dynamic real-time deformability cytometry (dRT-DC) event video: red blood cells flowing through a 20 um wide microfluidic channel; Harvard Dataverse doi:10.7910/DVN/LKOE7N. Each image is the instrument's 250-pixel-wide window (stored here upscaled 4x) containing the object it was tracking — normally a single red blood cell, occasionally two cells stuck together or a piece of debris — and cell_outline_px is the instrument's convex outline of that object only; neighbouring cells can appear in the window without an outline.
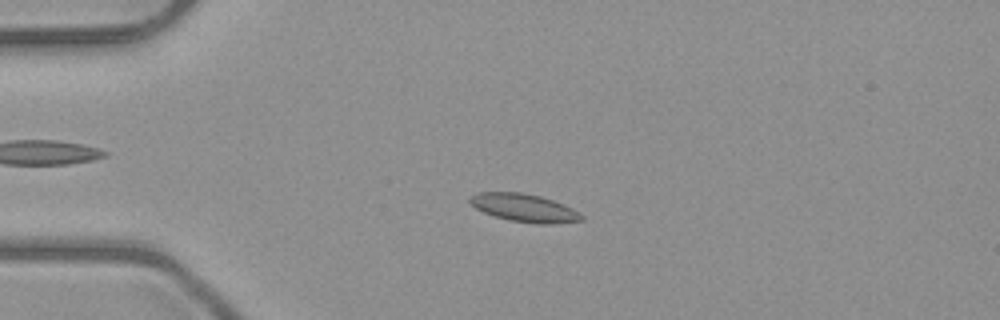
{"species": "common noctule bat (a hibernating species)", "species_latin": "Nyctalus noctula", "temperature_condition": "room temperature", "stored_images_in_passage": 52, "camera_frame_rate_fps": 3000, "um_per_image_px": 0.085, "animal": {"sex": "male", "body_mass_g": 23.1, "forearm_length_mm": 52.7}, "frame": {"image": 1, "passage_image": 13, "time_ms": 4.0, "image_size_px": [1000, 320], "cell_outline_px": [[584, 220], [552, 224], [536, 224], [508, 220], [484, 212], [476, 208], [468, 200], [476, 192], [520, 192], [540, 196], [564, 204], [572, 208], [584, 216]], "centroid_in_image_um": [44.58, 17.67], "position_along_channel_um": 40.4, "area_um2": 18.15}}
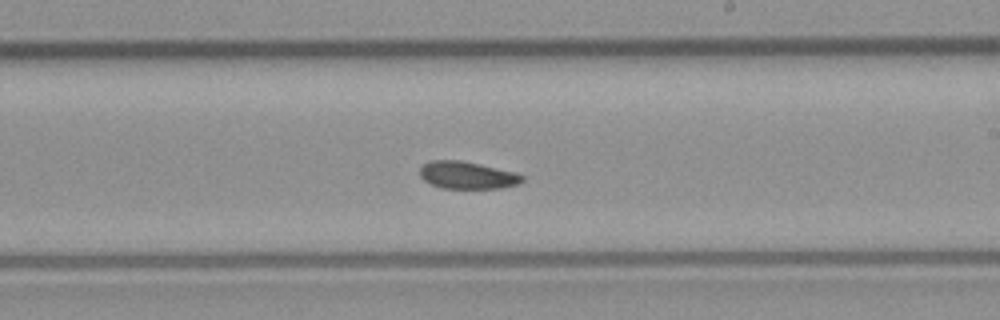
{"frame": {"image": 2, "passage_image": 31, "time_ms": 10.0, "image_size_px": [1000, 320], "cell_outline_px": [[524, 180], [516, 184], [500, 188], [440, 188], [424, 180], [420, 176], [420, 168], [424, 164], [432, 160], [460, 160], [480, 164], [516, 172], [524, 176]], "centroid_in_image_um": [39.72, 14.89], "position_along_channel_um": 249.3, "area_um2": 16.24}}
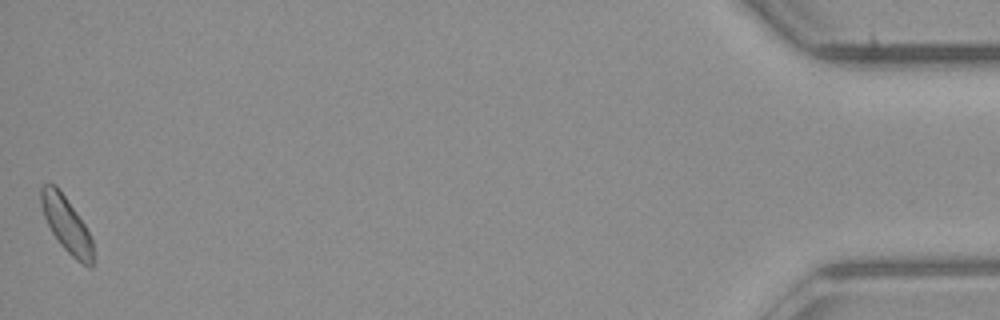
{"frame": {"image": 3, "passage_image": 52, "time_ms": 17.0, "image_size_px": [1000, 320], "cell_outline_px": [[92, 268], [88, 268], [76, 260], [60, 244], [52, 232], [44, 216], [40, 204], [40, 188], [44, 184], [56, 184], [76, 212], [84, 224], [92, 240]], "centroid_in_image_um": [5.63, 19.07], "position_along_channel_um": 429.6, "area_um2": 16.59}, "authors_computed_cell_mechanics": {"area_um2": 16.9932, "velocity_mm_per_s": 3.9865, "shape_relaxation_time_tau1_ms": null, "shape_relaxation_time_tau2_ms": 7.9931, "deformation_change_tau1": null, "deformation_change_tau2": 0.1109}}